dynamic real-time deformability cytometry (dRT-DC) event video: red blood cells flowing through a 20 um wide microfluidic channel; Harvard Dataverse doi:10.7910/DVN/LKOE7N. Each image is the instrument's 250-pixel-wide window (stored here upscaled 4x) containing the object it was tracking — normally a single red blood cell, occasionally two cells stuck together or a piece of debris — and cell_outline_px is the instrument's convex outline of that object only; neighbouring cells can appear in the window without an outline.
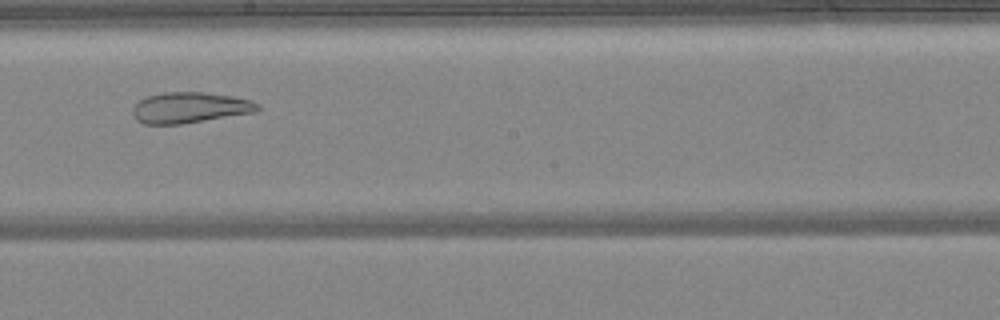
{"species": "common noctule bat (a hibernating species)", "species_latin": "Nyctalus noctula", "temperature_condition": "warm", "stored_images_in_passage": 31, "camera_frame_rate_fps": 3000, "um_per_image_px": 0.085, "animal": {"sex": "female", "body_mass_g": 24.6, "forearm_length_mm": 56.2}, "frame": {"image": 1, "passage_image": 13, "time_ms": 4.0, "image_size_px": [1000, 320], "cell_outline_px": [[260, 108], [256, 112], [180, 124], [144, 124], [136, 120], [132, 112], [132, 108], [140, 100], [148, 96], [164, 92], [204, 92], [232, 96], [252, 100], [260, 104]], "centroid_in_image_um": [16.15, 9.14], "position_along_channel_um": 232.1, "area_um2": 22.43}}
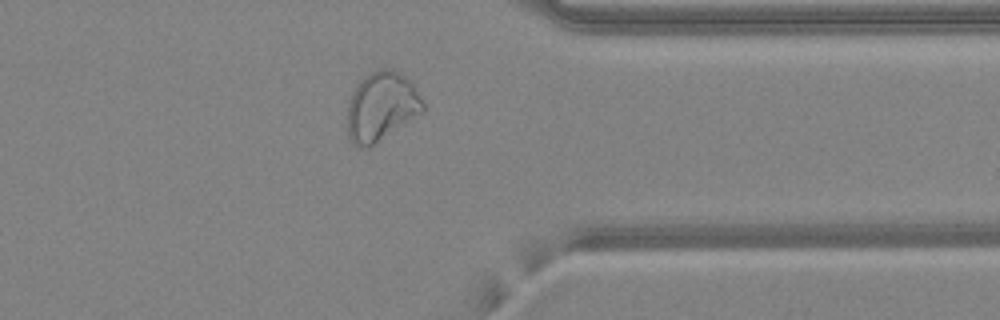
{"frame": {"image": 2, "passage_image": 24, "time_ms": 7.667, "image_size_px": [1000, 320], "cell_outline_px": [[424, 112], [368, 148], [356, 148], [352, 144], [348, 136], [348, 100], [356, 84], [364, 76], [376, 68], [392, 68], [400, 72], [412, 84], [420, 96], [424, 104]], "centroid_in_image_um": [32.4, 9.05], "position_along_channel_um": 379.0, "area_um2": 30.75}}
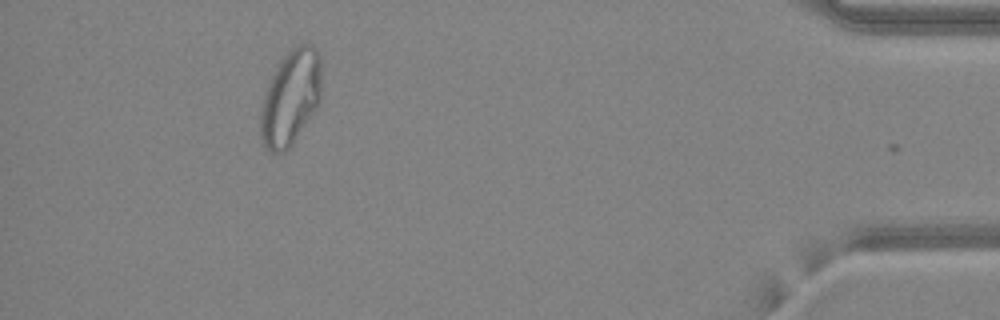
{"frame": {"image": 3, "passage_image": 30, "time_ms": 9.667, "image_size_px": [1000, 320], "cell_outline_px": [[320, 104], [292, 144], [284, 152], [272, 152], [264, 148], [260, 140], [260, 112], [264, 92], [280, 60], [292, 48], [300, 44], [312, 44], [316, 48], [320, 56]], "centroid_in_image_um": [24.69, 8.32], "position_along_channel_um": 410.5, "area_um2": 33.93}, "authors_computed_cell_mechanics": {"area_um2": 24.9696, "velocity_mm_per_s": 4.2176, "shape_relaxation_time_tau1_ms": null, "shape_relaxation_time_tau2_ms": 2.3402, "deformation_change_tau1": null, "deformation_change_tau2": 0.1081}}